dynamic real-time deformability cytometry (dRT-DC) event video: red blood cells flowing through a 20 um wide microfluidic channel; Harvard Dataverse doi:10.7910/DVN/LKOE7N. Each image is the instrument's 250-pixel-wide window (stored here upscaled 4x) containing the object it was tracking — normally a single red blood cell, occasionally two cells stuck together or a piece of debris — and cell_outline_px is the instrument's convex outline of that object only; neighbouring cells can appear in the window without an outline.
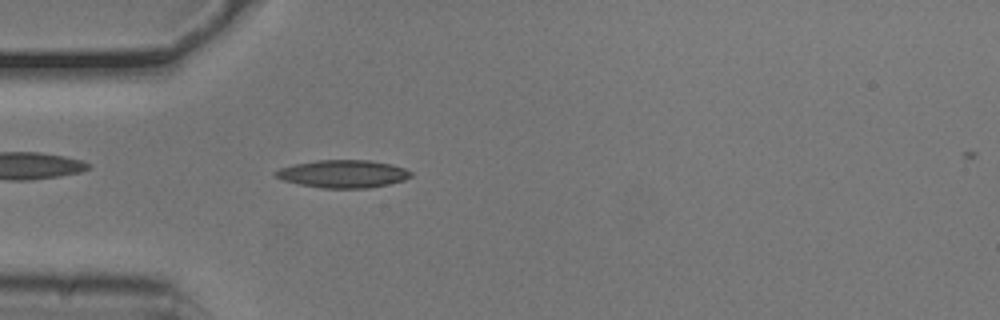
{"species": "common noctule bat (a hibernating species)", "species_latin": "Nyctalus noctula", "temperature_condition": "cold", "stored_images_in_passage": 44, "camera_frame_rate_fps": 3000, "um_per_image_px": 0.085, "animal": {"sex": "male", "body_mass_g": 20.5, "forearm_length_mm": 52.5}, "frame": {"image": 1, "passage_image": 5, "time_ms": 1.333, "image_size_px": [1000, 320], "cell_outline_px": [[412, 176], [404, 180], [388, 184], [368, 188], [324, 188], [300, 184], [284, 180], [276, 176], [272, 172], [280, 168], [296, 164], [316, 160], [372, 160], [392, 164], [404, 168], [412, 172]], "centroid_in_image_um": [29.19, 14.77], "position_along_channel_um": 55.8, "area_um2": 21.79}}
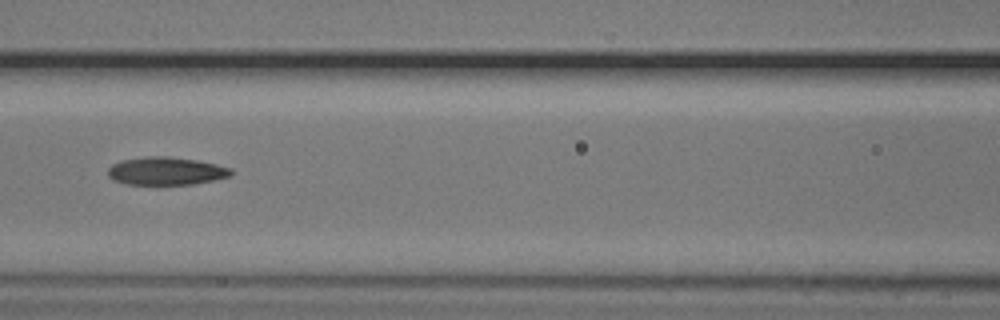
{"frame": {"image": 2, "passage_image": 13, "time_ms": 4.0, "image_size_px": [1000, 320], "cell_outline_px": [[232, 172], [228, 176], [212, 180], [192, 184], [156, 188], [128, 184], [112, 180], [108, 176], [108, 168], [112, 164], [124, 160], [144, 156], [168, 156], [196, 160], [216, 164], [232, 168]], "centroid_in_image_um": [14.06, 14.58], "position_along_channel_um": 152.5, "area_um2": 20.81}}
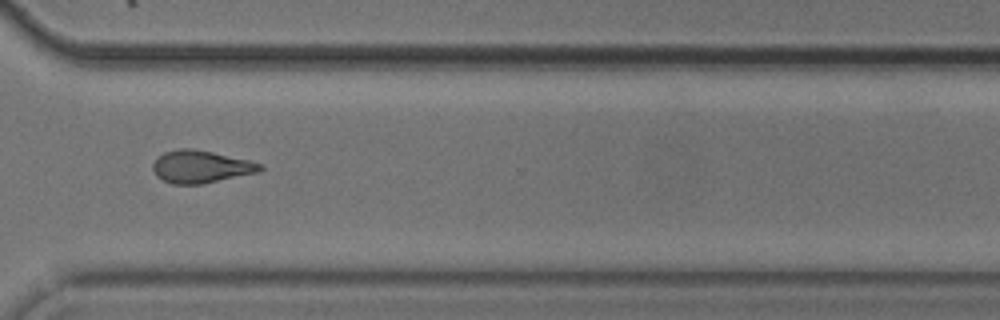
{"frame": {"image": 3, "passage_image": 29, "time_ms": 9.333, "image_size_px": [1000, 320], "cell_outline_px": [[264, 168], [260, 172], [200, 184], [172, 184], [156, 176], [152, 168], [152, 164], [164, 152], [176, 148], [192, 148], [212, 152], [248, 160], [260, 164]], "centroid_in_image_um": [17.05, 14.16], "position_along_channel_um": 353.5, "area_um2": 20.17}, "authors_computed_cell_mechanics": {"area_um2": 19.8254, "velocity_mm_per_s": 3.7859, "shape_relaxation_time_tau1_ms": null, "shape_relaxation_time_tau2_ms": 5.7131, "deformation_change_tau1": null, "deformation_change_tau2": 0.1492}}